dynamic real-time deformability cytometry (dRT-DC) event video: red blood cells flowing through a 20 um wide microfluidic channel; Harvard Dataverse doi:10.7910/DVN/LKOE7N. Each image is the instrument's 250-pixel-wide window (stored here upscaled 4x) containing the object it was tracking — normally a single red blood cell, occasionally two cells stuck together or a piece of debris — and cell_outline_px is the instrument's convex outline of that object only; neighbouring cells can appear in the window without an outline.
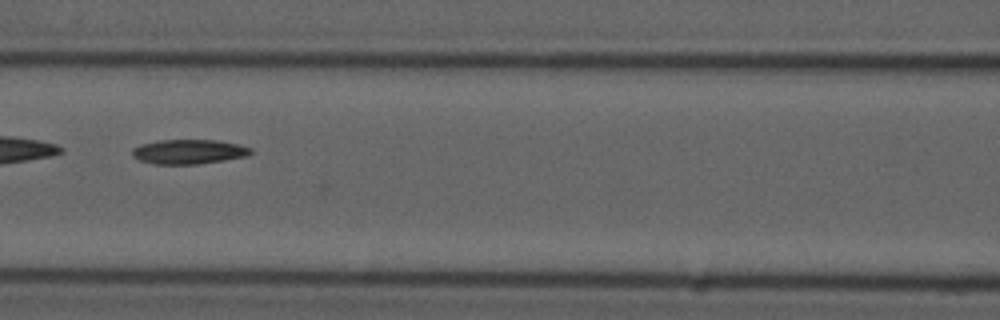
{"species": "common noctule bat (a hibernating species)", "species_latin": "Nyctalus noctula", "temperature_condition": "cold", "stored_images_in_passage": 21, "camera_frame_rate_fps": 3000, "um_per_image_px": 0.085, "animal": {"sex": "male", "forearm_length_mm": 52.5}, "frame": {"image": 1, "passage_image": 11, "time_ms": 3.333, "image_size_px": [1000, 320], "cell_outline_px": [[252, 152], [248, 156], [224, 160], [196, 164], [156, 164], [140, 160], [132, 156], [132, 148], [140, 144], [160, 140], [216, 140], [240, 144], [252, 148]], "centroid_in_image_um": [16.06, 12.89], "position_along_channel_um": 150.5, "area_um2": 16.99}}
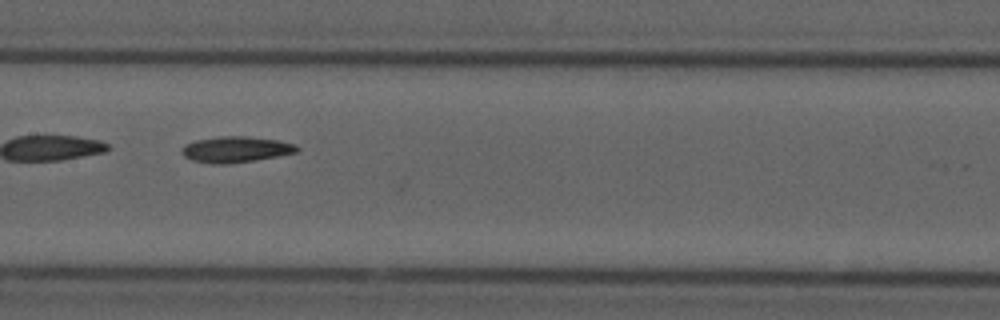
{"frame": {"image": 2, "passage_image": 14, "time_ms": 4.333, "image_size_px": [1000, 320], "cell_outline_px": [[300, 148], [296, 152], [256, 160], [228, 164], [212, 164], [192, 160], [184, 156], [180, 152], [184, 144], [196, 140], [220, 136], [248, 136], [280, 140], [296, 144]], "centroid_in_image_um": [20.04, 12.69], "position_along_channel_um": 187.4, "area_um2": 17.57}}